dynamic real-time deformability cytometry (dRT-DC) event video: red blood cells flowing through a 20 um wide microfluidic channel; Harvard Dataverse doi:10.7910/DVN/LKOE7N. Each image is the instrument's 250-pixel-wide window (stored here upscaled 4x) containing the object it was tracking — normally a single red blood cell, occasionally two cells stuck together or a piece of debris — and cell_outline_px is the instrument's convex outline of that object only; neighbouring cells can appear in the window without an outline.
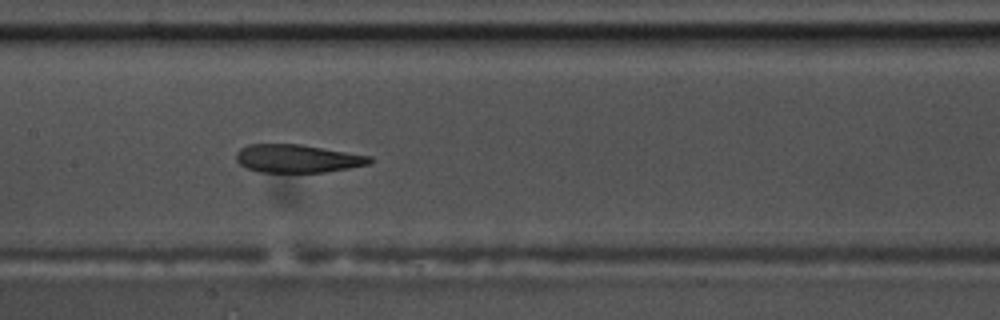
{"species": "common noctule bat (a hibernating species)", "species_latin": "Nyctalus noctula", "temperature_condition": "warm", "stored_images_in_passage": 42, "camera_frame_rate_fps": 3000, "um_per_image_px": 0.085, "animal": {"sex": "male", "body_mass_g": 17.5, "forearm_length_mm": 52.3}, "frame": {"image": 1, "passage_image": 14, "time_ms": 4.333, "image_size_px": [1000, 320], "cell_outline_px": [[372, 164], [324, 172], [260, 172], [244, 168], [236, 160], [236, 152], [240, 148], [248, 144], [300, 144], [372, 156]], "centroid_in_image_um": [25.27, 13.47], "position_along_channel_um": 182.1, "area_um2": 22.02}}
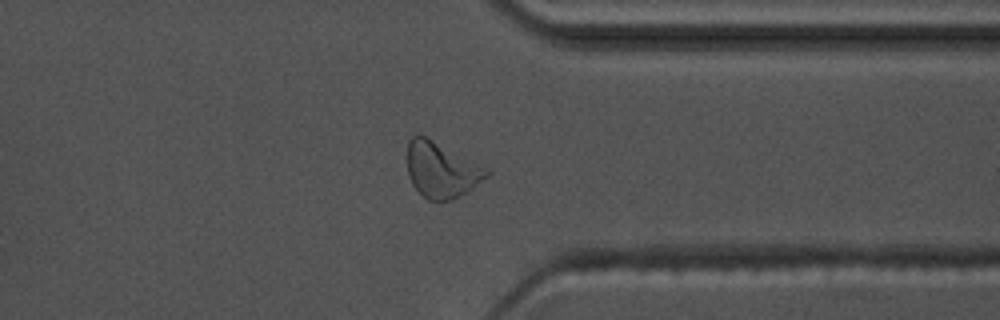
{"frame": {"image": 2, "passage_image": 30, "time_ms": 9.667, "image_size_px": [1000, 320], "cell_outline_px": [[492, 172], [488, 176], [468, 192], [448, 200], [428, 200], [412, 184], [408, 176], [408, 140], [412, 136], [420, 132], [488, 168]], "centroid_in_image_um": [37.53, 14.4], "position_along_channel_um": 373.9, "area_um2": 25.89}}
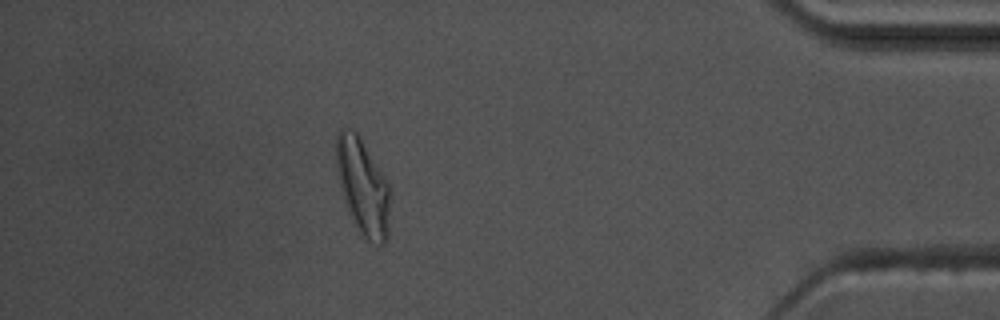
{"frame": {"image": 3, "passage_image": 36, "time_ms": 11.667, "image_size_px": [1000, 320], "cell_outline_px": [[388, 236], [384, 244], [376, 244], [368, 240], [356, 228], [348, 212], [340, 184], [336, 164], [336, 136], [340, 128], [352, 128], [356, 132], [388, 184]], "centroid_in_image_um": [30.8, 15.88], "position_along_channel_um": 404.4, "area_um2": 29.3}, "authors_computed_cell_mechanics": {"area_um2": 23.8714, "velocity_mm_per_s": 3.6464, "shape_relaxation_time_tau1_ms": null, "shape_relaxation_time_tau2_ms": 2.7235, "deformation_change_tau1": null, "deformation_change_tau2": 0.1182}}